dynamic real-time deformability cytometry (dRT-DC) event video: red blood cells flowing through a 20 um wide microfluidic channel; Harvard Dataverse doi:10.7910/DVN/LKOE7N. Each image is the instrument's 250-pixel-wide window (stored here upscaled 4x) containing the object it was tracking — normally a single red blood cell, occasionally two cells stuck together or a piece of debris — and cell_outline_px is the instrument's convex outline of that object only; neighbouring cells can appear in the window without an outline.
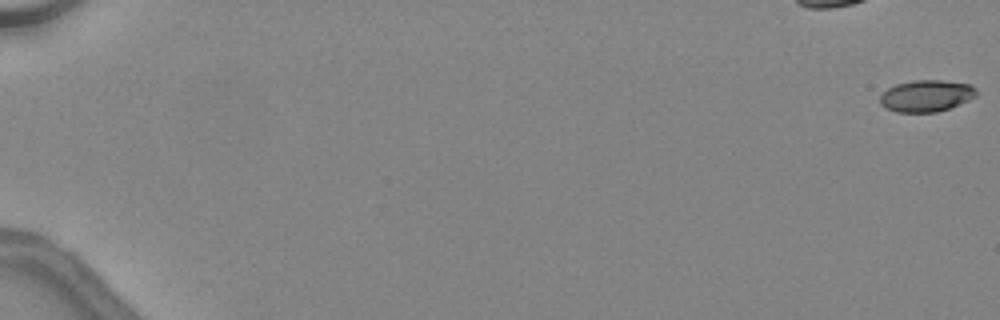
{"species": "common noctule bat (a hibernating species)", "species_latin": "Nyctalus noctula", "temperature_condition": "warm", "stored_images_in_passage": 49, "camera_frame_rate_fps": 3000, "um_per_image_px": 0.085, "animal": {"sex": "female", "body_mass_g": 24.6, "forearm_length_mm": 56.2}, "frame": {"image": 1, "passage_image": 1, "time_ms": 0.0, "image_size_px": [1000, 320], "cell_outline_px": [[976, 96], [968, 100], [948, 108], [936, 112], [896, 112], [884, 108], [880, 104], [880, 96], [888, 88], [896, 84], [916, 80], [940, 80], [972, 84], [976, 88]], "centroid_in_image_um": [78.72, 8.14], "position_along_channel_um": 6.3, "area_um2": 17.74}}
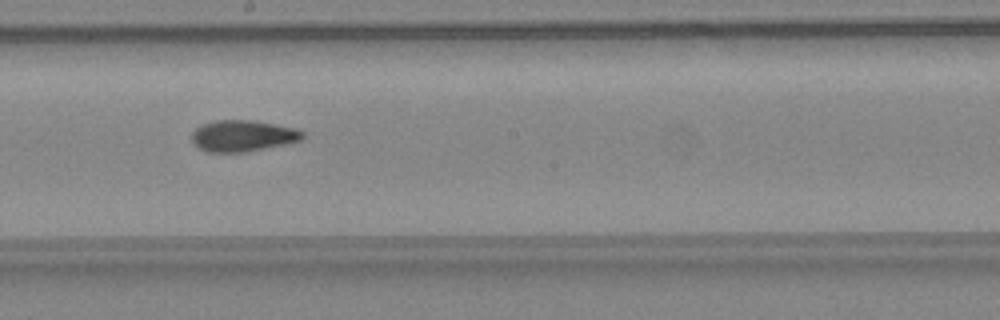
{"frame": {"image": 2, "passage_image": 30, "time_ms": 9.667, "image_size_px": [1000, 320], "cell_outline_px": [[304, 136], [300, 140], [288, 144], [244, 152], [208, 152], [200, 148], [192, 140], [192, 132], [196, 128], [204, 124], [216, 120], [256, 120], [296, 128], [304, 132]], "centroid_in_image_um": [20.68, 11.54], "position_along_channel_um": 227.5, "area_um2": 20.23}}
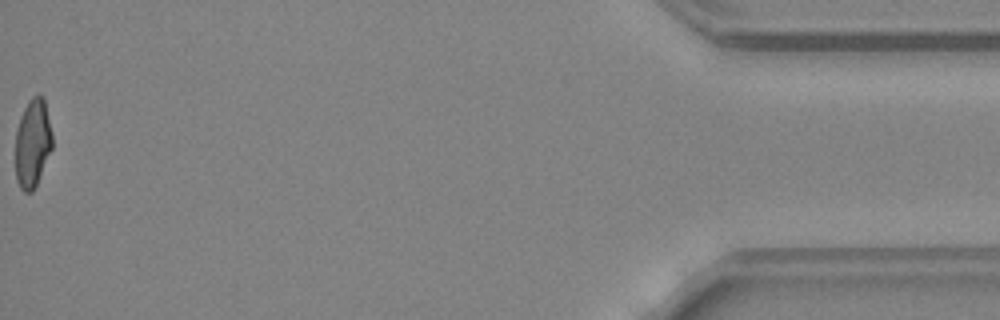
{"frame": {"image": 3, "passage_image": 49, "time_ms": 16.0, "image_size_px": [1000, 320], "cell_outline_px": [[52, 148], [36, 184], [32, 192], [24, 192], [20, 188], [16, 180], [16, 132], [20, 116], [28, 100], [32, 96], [40, 92], [44, 96], [52, 132]], "centroid_in_image_um": [2.78, 12.11], "position_along_channel_um": 432.4, "area_um2": 19.13}, "authors_computed_cell_mechanics": {"area_um2": 19.8254, "velocity_mm_per_s": 4.5627, "shape_relaxation_time_tau1_ms": 10.0371, "shape_relaxation_time_tau2_ms": 2.1303, "deformation_change_tau1": 0.2531, "deformation_change_tau2": 0.0801}}